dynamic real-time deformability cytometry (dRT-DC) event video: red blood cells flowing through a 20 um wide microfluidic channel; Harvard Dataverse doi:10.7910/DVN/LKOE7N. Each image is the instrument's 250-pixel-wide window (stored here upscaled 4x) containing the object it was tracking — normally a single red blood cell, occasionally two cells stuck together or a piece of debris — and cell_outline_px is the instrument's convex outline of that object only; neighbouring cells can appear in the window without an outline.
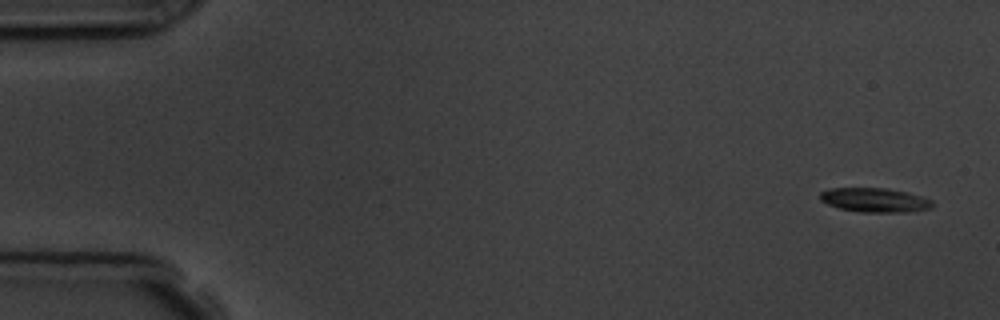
{"species": "common noctule bat (a hibernating species)", "species_latin": "Nyctalus noctula", "temperature_condition": "room temperature", "stored_images_in_passage": 5, "camera_frame_rate_fps": 3000, "um_per_image_px": 0.085, "animal": {"sex": "male", "body_mass_g": 19.5, "forearm_length_mm": 54.6}, "frame": {"image": 1, "passage_image": 1, "time_ms": 0.0, "image_size_px": [1000, 320], "cell_outline_px": [[932, 208], [904, 212], [860, 212], [840, 208], [828, 204], [820, 200], [820, 192], [832, 188], [888, 188], [920, 196], [932, 200]], "centroid_in_image_um": [74.33, 17.0], "position_along_channel_um": 10.7, "area_um2": 15.66}}
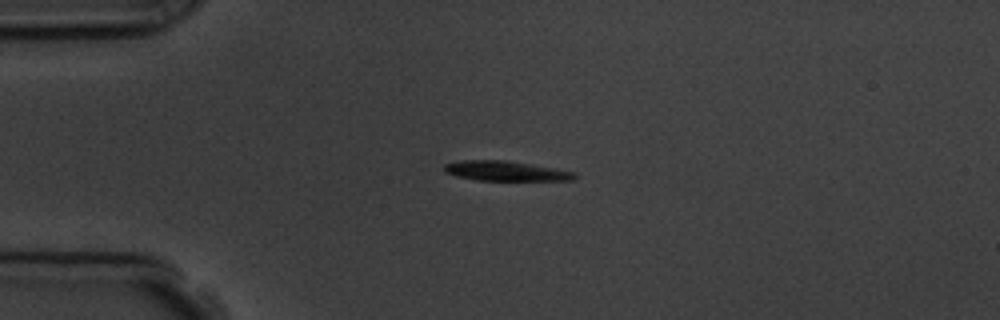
{"frame": {"image": 2, "passage_image": 4, "time_ms": 3.667, "image_size_px": [1000, 320], "cell_outline_px": [[576, 176], [572, 180], [476, 180], [456, 176], [444, 172], [444, 164], [460, 160], [504, 160], [576, 172]], "centroid_in_image_um": [42.92, 14.53], "position_along_channel_um": 42.1, "area_um2": 14.85}}